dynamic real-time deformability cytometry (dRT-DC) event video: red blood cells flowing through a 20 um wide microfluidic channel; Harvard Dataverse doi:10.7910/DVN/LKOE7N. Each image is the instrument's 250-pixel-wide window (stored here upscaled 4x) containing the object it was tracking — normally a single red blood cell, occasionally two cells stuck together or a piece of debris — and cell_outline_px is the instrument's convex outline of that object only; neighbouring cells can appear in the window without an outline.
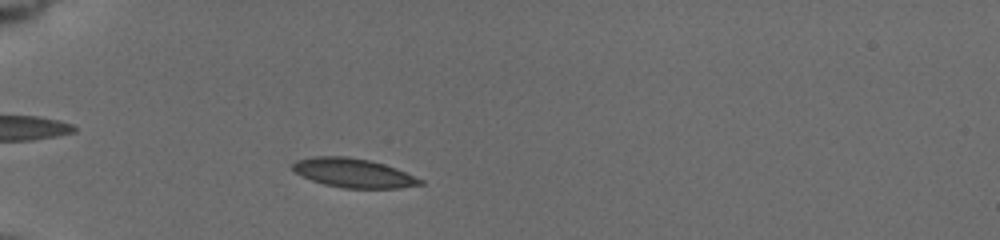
{"species": "common noctule bat (a hibernating species)", "species_latin": "Nyctalus noctula", "temperature_condition": "cold", "stored_images_in_passage": 49, "camera_frame_rate_fps": 3000, "um_per_image_px": 0.085, "animal": {"sex": "female", "body_mass_g": 19.5, "forearm_length_mm": 54.1}, "frame": {"image": 1, "passage_image": 9, "time_ms": 2.0, "image_size_px": [1000, 240], "cell_outline_px": [[424, 184], [400, 188], [344, 188], [324, 184], [312, 180], [296, 172], [292, 168], [292, 164], [296, 160], [312, 156], [348, 156], [368, 160], [384, 164], [396, 168], [424, 180]], "centroid_in_image_um": [30.06, 14.7], "position_along_channel_um": 54.9, "area_um2": 21.56}}
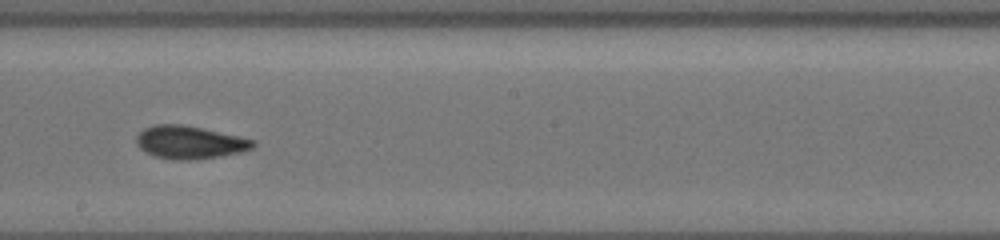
{"frame": {"image": 2, "passage_image": 29, "time_ms": 7.333, "image_size_px": [1000, 240], "cell_outline_px": [[256, 144], [252, 148], [240, 152], [220, 156], [196, 160], [172, 160], [156, 156], [144, 152], [136, 144], [136, 136], [144, 128], [156, 124], [180, 124], [204, 128], [240, 136], [256, 140]], "centroid_in_image_um": [16.12, 12.1], "position_along_channel_um": 232.1, "area_um2": 22.6}}
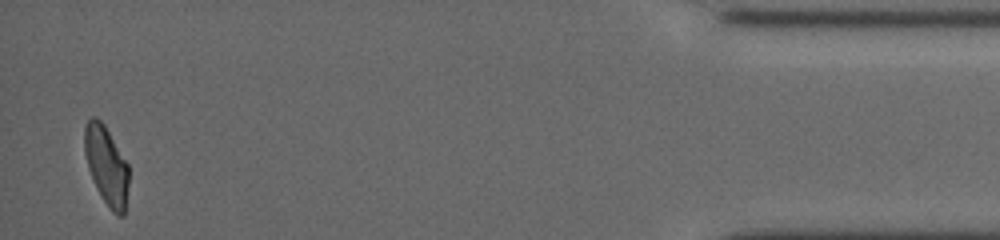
{"frame": {"image": 3, "passage_image": 49, "time_ms": 14.333, "image_size_px": [1000, 240], "cell_outline_px": [[128, 184], [124, 216], [120, 216], [112, 212], [108, 208], [100, 196], [96, 188], [88, 168], [84, 152], [84, 128], [88, 120], [92, 116], [96, 116], [104, 124], [128, 164]], "centroid_in_image_um": [9.03, 14.08], "position_along_channel_um": 426.2, "area_um2": 20.35}, "authors_computed_cell_mechanics": {"area_um2": 21.5594, "velocity_mm_per_s": 3.7416, "shape_relaxation_time_tau1_ms": 4.3243, "shape_relaxation_time_tau2_ms": 2.5378, "deformation_change_tau1": 0.1386, "deformation_change_tau2": 0.078}}